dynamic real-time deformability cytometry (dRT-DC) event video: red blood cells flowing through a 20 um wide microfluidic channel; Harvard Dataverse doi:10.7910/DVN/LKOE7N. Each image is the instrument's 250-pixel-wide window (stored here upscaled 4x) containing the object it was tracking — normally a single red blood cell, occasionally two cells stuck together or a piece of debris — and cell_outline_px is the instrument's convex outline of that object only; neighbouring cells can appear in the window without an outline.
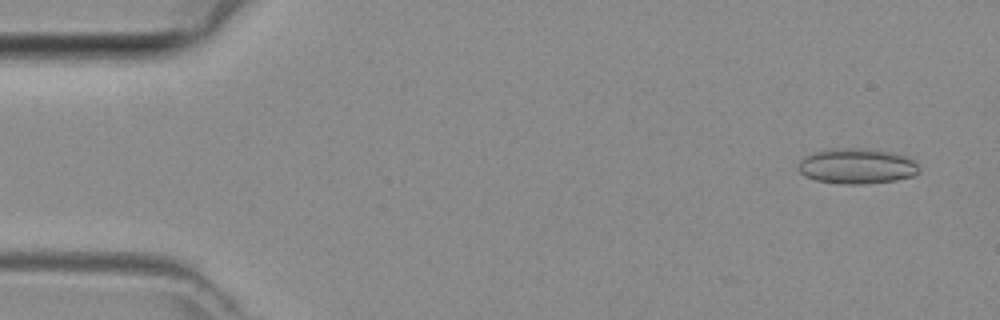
{"species": "common noctule bat (a hibernating species)", "species_latin": "Nyctalus noctula", "temperature_condition": "room temperature", "stored_images_in_passage": 46, "camera_frame_rate_fps": 3000, "um_per_image_px": 0.085, "animal": {"sex": "female", "body_mass_g": 29.2, "forearm_length_mm": 56.3}, "frame": {"image": 1, "passage_image": 3, "time_ms": 0.667, "image_size_px": [1000, 320], "cell_outline_px": [[920, 172], [912, 176], [896, 180], [864, 184], [844, 184], [816, 180], [804, 176], [800, 172], [800, 160], [804, 156], [812, 152], [836, 148], [868, 148], [892, 152], [908, 156], [920, 168]], "centroid_in_image_um": [72.85, 14.11], "position_along_channel_um": 12.1, "area_um2": 25.03}}
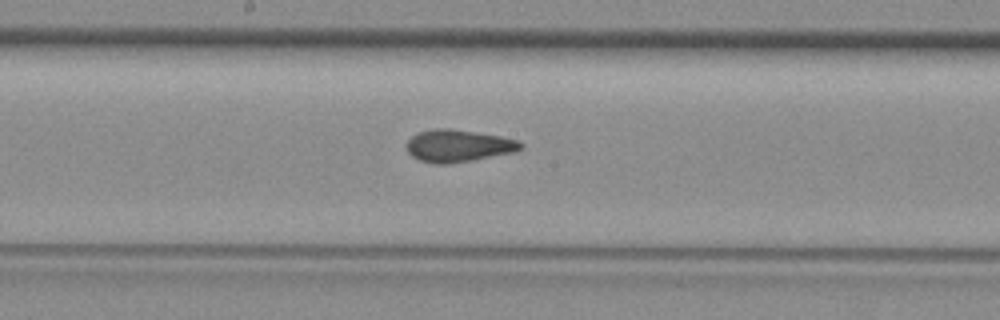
{"frame": {"image": 2, "passage_image": 24, "time_ms": 7.667, "image_size_px": [1000, 320], "cell_outline_px": [[524, 148], [512, 152], [472, 160], [448, 164], [436, 164], [420, 160], [412, 156], [408, 152], [408, 140], [416, 132], [432, 128], [448, 128], [476, 132], [500, 136], [520, 140], [524, 144]], "centroid_in_image_um": [38.96, 12.38], "position_along_channel_um": 209.2, "area_um2": 21.44}}
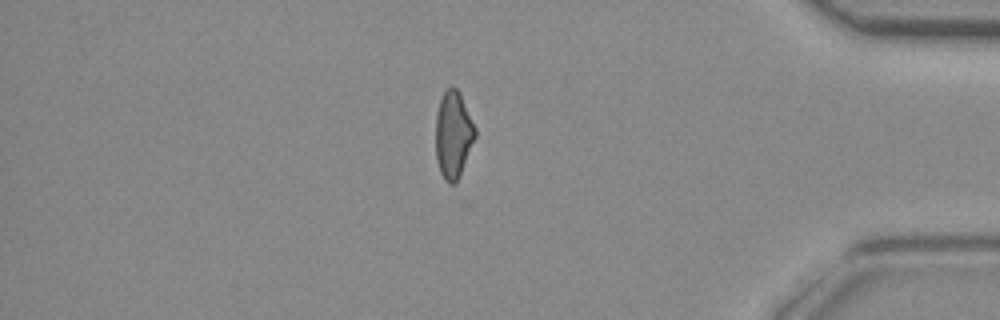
{"frame": {"image": 3, "passage_image": 39, "time_ms": 12.667, "image_size_px": [1000, 320], "cell_outline_px": [[476, 136], [460, 176], [452, 184], [448, 184], [444, 180], [440, 172], [436, 160], [436, 116], [440, 100], [444, 92], [448, 88], [456, 88], [460, 92], [476, 128]], "centroid_in_image_um": [38.53, 11.47], "position_along_channel_um": 396.7, "area_um2": 20.0}}